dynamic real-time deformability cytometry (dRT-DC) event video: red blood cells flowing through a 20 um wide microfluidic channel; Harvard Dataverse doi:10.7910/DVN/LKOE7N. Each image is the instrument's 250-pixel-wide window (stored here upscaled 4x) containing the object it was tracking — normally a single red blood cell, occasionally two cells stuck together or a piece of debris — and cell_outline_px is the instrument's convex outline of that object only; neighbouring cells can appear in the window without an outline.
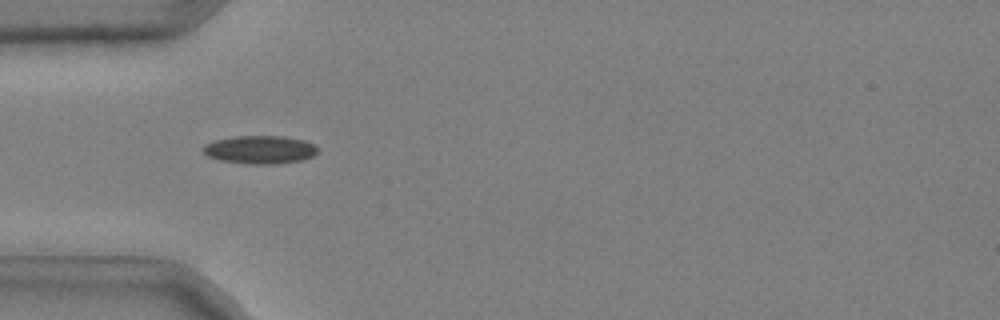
{"species": "common noctule bat (a hibernating species)", "species_latin": "Nyctalus noctula", "temperature_condition": "cold", "stored_images_in_passage": 42, "camera_frame_rate_fps": 3000, "um_per_image_px": 0.085, "animal": {"sex": "male", "body_mass_g": 20.4}, "frame": {"image": 1, "passage_image": 8, "time_ms": 2.333, "image_size_px": [1000, 320], "cell_outline_px": [[316, 152], [312, 156], [304, 160], [276, 164], [248, 164], [220, 160], [208, 156], [204, 152], [204, 144], [212, 140], [232, 136], [284, 136], [304, 140], [316, 144]], "centroid_in_image_um": [22.09, 12.71], "position_along_channel_um": 62.9, "area_um2": 18.96}}
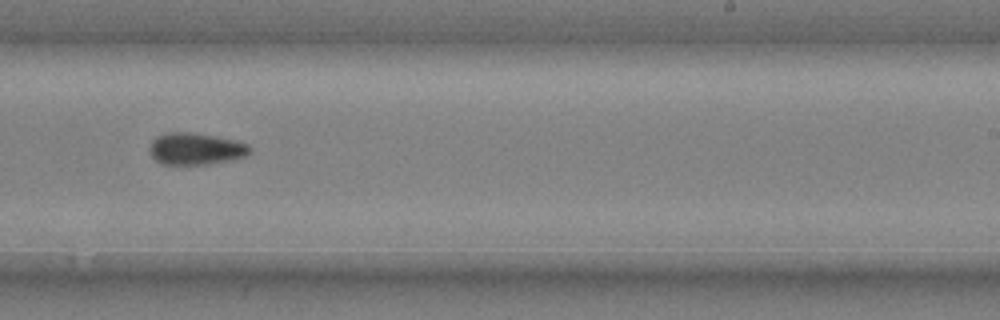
{"frame": {"image": 2, "passage_image": 25, "time_ms": 8.0, "image_size_px": [1000, 320], "cell_outline_px": [[252, 152], [236, 160], [184, 168], [160, 164], [152, 156], [148, 148], [152, 140], [156, 136], [168, 132], [188, 132], [216, 136], [236, 140], [248, 144], [252, 148]], "centroid_in_image_um": [16.63, 12.7], "position_along_channel_um": 272.4, "area_um2": 19.65}}
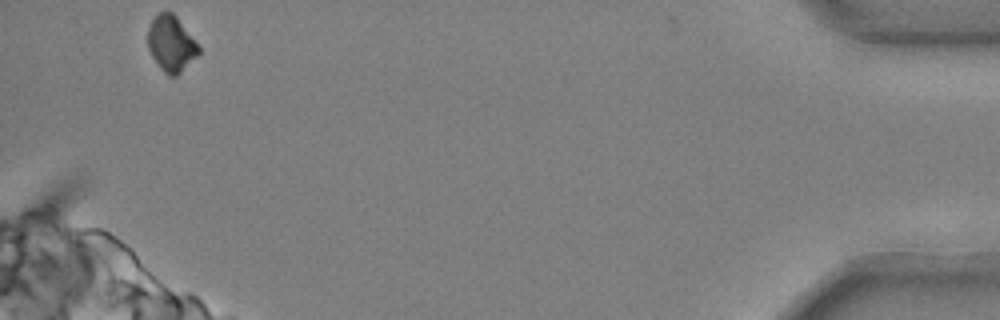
{"frame": {"image": 3, "passage_image": 42, "time_ms": 13.667, "image_size_px": [1000, 320], "cell_outline_px": [[200, 52], [176, 76], [168, 76], [160, 68], [152, 56], [148, 48], [148, 28], [152, 20], [160, 12], [172, 12], [176, 16], [200, 48]], "centroid_in_image_um": [14.53, 3.72], "position_along_channel_um": 420.7, "area_um2": 16.13}}